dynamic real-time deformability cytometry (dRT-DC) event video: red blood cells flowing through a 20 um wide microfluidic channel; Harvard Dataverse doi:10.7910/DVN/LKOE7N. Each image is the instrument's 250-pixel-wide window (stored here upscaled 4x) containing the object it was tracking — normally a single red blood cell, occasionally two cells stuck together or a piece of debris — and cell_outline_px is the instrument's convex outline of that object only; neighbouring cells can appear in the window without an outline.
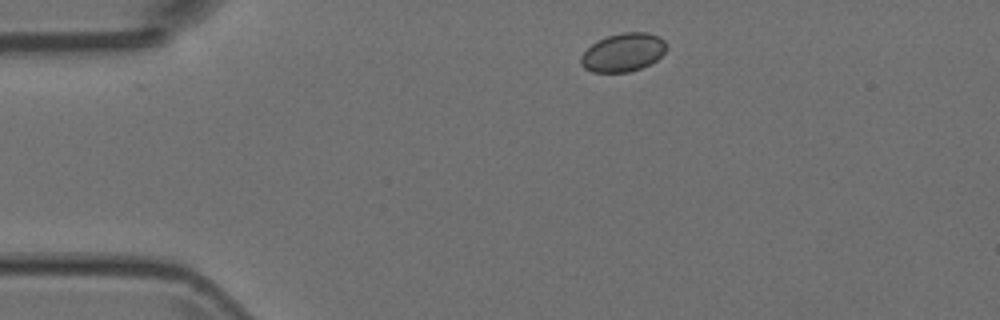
{"species": "Egyptian fruit bat (a non-hibernating species)", "species_latin": "Rousettus aegyptiacus", "temperature_condition": "room temperature", "stored_images_in_passage": 7, "camera_frame_rate_fps": 3000, "um_per_image_px": 0.085, "animal": {"sex": "female"}, "frame": {"image": 1, "passage_image": 1, "time_ms": 0.0, "image_size_px": [1000, 320], "cell_outline_px": [[668, 48], [656, 60], [640, 68], [628, 72], [592, 72], [584, 68], [580, 64], [580, 56], [596, 40], [608, 36], [624, 32], [648, 32], [660, 36], [668, 44]], "centroid_in_image_um": [52.97, 4.44], "position_along_channel_um": 32.0, "area_um2": 19.25}}
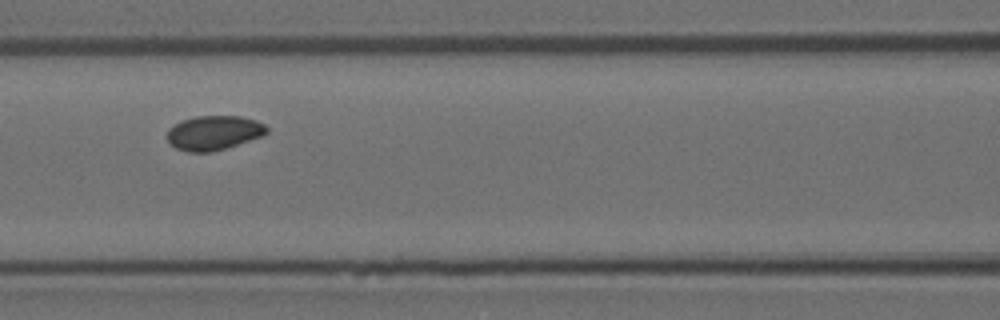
{"frame": {"image": 2, "passage_image": 5, "time_ms": 1.333, "image_size_px": [1000, 320], "cell_outline_px": [[268, 132], [264, 136], [212, 152], [188, 152], [176, 148], [168, 144], [168, 128], [180, 120], [196, 116], [240, 116], [256, 120], [264, 124], [268, 128]], "centroid_in_image_um": [18.17, 11.29], "position_along_channel_um": 148.4, "area_um2": 20.17}}
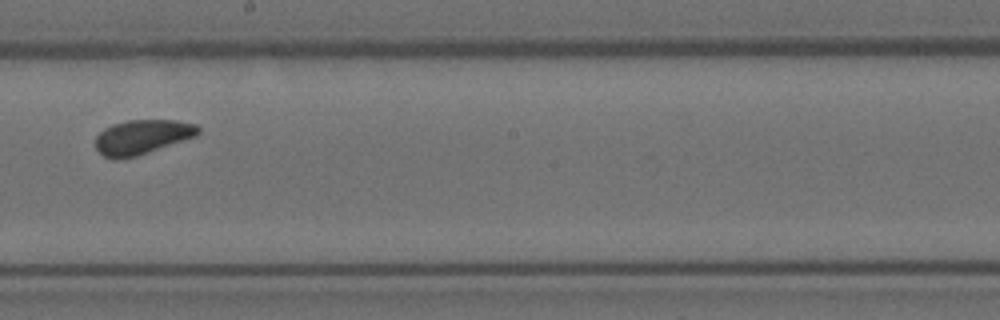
{"frame": {"image": 3, "passage_image": 7, "time_ms": 2.0, "image_size_px": [1000, 320], "cell_outline_px": [[200, 132], [196, 136], [136, 156], [116, 160], [112, 160], [104, 156], [96, 148], [96, 136], [104, 128], [112, 124], [128, 120], [176, 120], [196, 124], [200, 128]], "centroid_in_image_um": [12.07, 11.64], "position_along_channel_um": 236.1, "area_um2": 20.63}}